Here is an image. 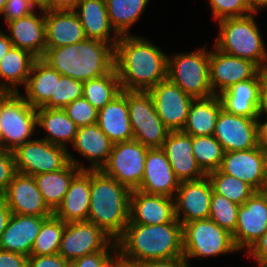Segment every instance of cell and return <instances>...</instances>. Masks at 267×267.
I'll return each mask as SVG.
<instances>
[{"instance_id":"obj_1","label":"cell","mask_w":267,"mask_h":267,"mask_svg":"<svg viewBox=\"0 0 267 267\" xmlns=\"http://www.w3.org/2000/svg\"><path fill=\"white\" fill-rule=\"evenodd\" d=\"M122 90L149 91L167 79L168 55L139 35H121L114 66Z\"/></svg>"},{"instance_id":"obj_2","label":"cell","mask_w":267,"mask_h":267,"mask_svg":"<svg viewBox=\"0 0 267 267\" xmlns=\"http://www.w3.org/2000/svg\"><path fill=\"white\" fill-rule=\"evenodd\" d=\"M116 244L117 253L141 263L183 258L182 224L177 219L160 225L128 223Z\"/></svg>"},{"instance_id":"obj_3","label":"cell","mask_w":267,"mask_h":267,"mask_svg":"<svg viewBox=\"0 0 267 267\" xmlns=\"http://www.w3.org/2000/svg\"><path fill=\"white\" fill-rule=\"evenodd\" d=\"M131 190L102 170H91L89 222L116 241L129 222Z\"/></svg>"},{"instance_id":"obj_4","label":"cell","mask_w":267,"mask_h":267,"mask_svg":"<svg viewBox=\"0 0 267 267\" xmlns=\"http://www.w3.org/2000/svg\"><path fill=\"white\" fill-rule=\"evenodd\" d=\"M254 15L219 20L213 46L226 54L250 60L262 70L267 69V49Z\"/></svg>"},{"instance_id":"obj_5","label":"cell","mask_w":267,"mask_h":267,"mask_svg":"<svg viewBox=\"0 0 267 267\" xmlns=\"http://www.w3.org/2000/svg\"><path fill=\"white\" fill-rule=\"evenodd\" d=\"M183 258L202 260L212 257L239 252L234 245L232 234L218 226L210 218L193 220L182 224Z\"/></svg>"},{"instance_id":"obj_6","label":"cell","mask_w":267,"mask_h":267,"mask_svg":"<svg viewBox=\"0 0 267 267\" xmlns=\"http://www.w3.org/2000/svg\"><path fill=\"white\" fill-rule=\"evenodd\" d=\"M210 51L206 47L190 53H175L168 56L167 78L178 85L186 94L207 98L213 94L209 71Z\"/></svg>"},{"instance_id":"obj_7","label":"cell","mask_w":267,"mask_h":267,"mask_svg":"<svg viewBox=\"0 0 267 267\" xmlns=\"http://www.w3.org/2000/svg\"><path fill=\"white\" fill-rule=\"evenodd\" d=\"M36 109L18 93L0 92V131L3 149L14 151L32 140L37 129Z\"/></svg>"},{"instance_id":"obj_8","label":"cell","mask_w":267,"mask_h":267,"mask_svg":"<svg viewBox=\"0 0 267 267\" xmlns=\"http://www.w3.org/2000/svg\"><path fill=\"white\" fill-rule=\"evenodd\" d=\"M13 154L16 172L31 176L61 170L70 162L79 169L86 170V166L81 165L68 148L54 145L42 138L32 139L18 146Z\"/></svg>"},{"instance_id":"obj_9","label":"cell","mask_w":267,"mask_h":267,"mask_svg":"<svg viewBox=\"0 0 267 267\" xmlns=\"http://www.w3.org/2000/svg\"><path fill=\"white\" fill-rule=\"evenodd\" d=\"M128 111L133 139L149 149L161 148L171 131L156 113L149 91L128 90Z\"/></svg>"},{"instance_id":"obj_10","label":"cell","mask_w":267,"mask_h":267,"mask_svg":"<svg viewBox=\"0 0 267 267\" xmlns=\"http://www.w3.org/2000/svg\"><path fill=\"white\" fill-rule=\"evenodd\" d=\"M97 251H117L116 241L92 222L66 223L58 252L63 259L71 262Z\"/></svg>"},{"instance_id":"obj_11","label":"cell","mask_w":267,"mask_h":267,"mask_svg":"<svg viewBox=\"0 0 267 267\" xmlns=\"http://www.w3.org/2000/svg\"><path fill=\"white\" fill-rule=\"evenodd\" d=\"M148 149L134 139L116 143L101 170L131 191L138 190Z\"/></svg>"},{"instance_id":"obj_12","label":"cell","mask_w":267,"mask_h":267,"mask_svg":"<svg viewBox=\"0 0 267 267\" xmlns=\"http://www.w3.org/2000/svg\"><path fill=\"white\" fill-rule=\"evenodd\" d=\"M267 232V191H255L239 206L232 239L238 251L246 252Z\"/></svg>"},{"instance_id":"obj_13","label":"cell","mask_w":267,"mask_h":267,"mask_svg":"<svg viewBox=\"0 0 267 267\" xmlns=\"http://www.w3.org/2000/svg\"><path fill=\"white\" fill-rule=\"evenodd\" d=\"M214 48L209 58L210 85L214 95L218 96L235 83L253 79L261 70L250 60Z\"/></svg>"},{"instance_id":"obj_14","label":"cell","mask_w":267,"mask_h":267,"mask_svg":"<svg viewBox=\"0 0 267 267\" xmlns=\"http://www.w3.org/2000/svg\"><path fill=\"white\" fill-rule=\"evenodd\" d=\"M212 194L213 186L207 175L201 179L180 182L174 196L175 218L181 224L208 219Z\"/></svg>"},{"instance_id":"obj_15","label":"cell","mask_w":267,"mask_h":267,"mask_svg":"<svg viewBox=\"0 0 267 267\" xmlns=\"http://www.w3.org/2000/svg\"><path fill=\"white\" fill-rule=\"evenodd\" d=\"M149 93L161 121L170 131L182 130L194 98L186 94L168 78L153 86Z\"/></svg>"},{"instance_id":"obj_16","label":"cell","mask_w":267,"mask_h":267,"mask_svg":"<svg viewBox=\"0 0 267 267\" xmlns=\"http://www.w3.org/2000/svg\"><path fill=\"white\" fill-rule=\"evenodd\" d=\"M2 199L12 214L40 217L53 215L38 189L35 178L31 175L16 172Z\"/></svg>"},{"instance_id":"obj_17","label":"cell","mask_w":267,"mask_h":267,"mask_svg":"<svg viewBox=\"0 0 267 267\" xmlns=\"http://www.w3.org/2000/svg\"><path fill=\"white\" fill-rule=\"evenodd\" d=\"M266 151L261 147L224 152L219 171L234 176L255 191H264Z\"/></svg>"},{"instance_id":"obj_18","label":"cell","mask_w":267,"mask_h":267,"mask_svg":"<svg viewBox=\"0 0 267 267\" xmlns=\"http://www.w3.org/2000/svg\"><path fill=\"white\" fill-rule=\"evenodd\" d=\"M75 80L85 82L104 76L115 66V47L99 40L88 39L77 43Z\"/></svg>"},{"instance_id":"obj_19","label":"cell","mask_w":267,"mask_h":267,"mask_svg":"<svg viewBox=\"0 0 267 267\" xmlns=\"http://www.w3.org/2000/svg\"><path fill=\"white\" fill-rule=\"evenodd\" d=\"M213 136L224 152L258 147L256 119L230 114L222 109Z\"/></svg>"},{"instance_id":"obj_20","label":"cell","mask_w":267,"mask_h":267,"mask_svg":"<svg viewBox=\"0 0 267 267\" xmlns=\"http://www.w3.org/2000/svg\"><path fill=\"white\" fill-rule=\"evenodd\" d=\"M180 181L161 148L148 149L139 191L174 198Z\"/></svg>"},{"instance_id":"obj_21","label":"cell","mask_w":267,"mask_h":267,"mask_svg":"<svg viewBox=\"0 0 267 267\" xmlns=\"http://www.w3.org/2000/svg\"><path fill=\"white\" fill-rule=\"evenodd\" d=\"M176 178L182 181L201 179L207 174L198 165L192 151V136L171 131L161 146Z\"/></svg>"},{"instance_id":"obj_22","label":"cell","mask_w":267,"mask_h":267,"mask_svg":"<svg viewBox=\"0 0 267 267\" xmlns=\"http://www.w3.org/2000/svg\"><path fill=\"white\" fill-rule=\"evenodd\" d=\"M175 220L174 198L131 191L128 223L160 225Z\"/></svg>"},{"instance_id":"obj_23","label":"cell","mask_w":267,"mask_h":267,"mask_svg":"<svg viewBox=\"0 0 267 267\" xmlns=\"http://www.w3.org/2000/svg\"><path fill=\"white\" fill-rule=\"evenodd\" d=\"M73 11L81 22L86 38L115 47L120 35L111 25L105 0H79Z\"/></svg>"},{"instance_id":"obj_24","label":"cell","mask_w":267,"mask_h":267,"mask_svg":"<svg viewBox=\"0 0 267 267\" xmlns=\"http://www.w3.org/2000/svg\"><path fill=\"white\" fill-rule=\"evenodd\" d=\"M91 170H80L71 180L61 204L53 212L65 223L87 221L90 210Z\"/></svg>"},{"instance_id":"obj_25","label":"cell","mask_w":267,"mask_h":267,"mask_svg":"<svg viewBox=\"0 0 267 267\" xmlns=\"http://www.w3.org/2000/svg\"><path fill=\"white\" fill-rule=\"evenodd\" d=\"M48 217L12 214L0 240V249L30 256L42 223Z\"/></svg>"},{"instance_id":"obj_26","label":"cell","mask_w":267,"mask_h":267,"mask_svg":"<svg viewBox=\"0 0 267 267\" xmlns=\"http://www.w3.org/2000/svg\"><path fill=\"white\" fill-rule=\"evenodd\" d=\"M40 13V16L34 12L7 22L13 46L27 50L37 58H42L46 51L45 11L41 9Z\"/></svg>"},{"instance_id":"obj_27","label":"cell","mask_w":267,"mask_h":267,"mask_svg":"<svg viewBox=\"0 0 267 267\" xmlns=\"http://www.w3.org/2000/svg\"><path fill=\"white\" fill-rule=\"evenodd\" d=\"M97 124L114 144L133 140L128 111V90H122L98 111Z\"/></svg>"},{"instance_id":"obj_28","label":"cell","mask_w":267,"mask_h":267,"mask_svg":"<svg viewBox=\"0 0 267 267\" xmlns=\"http://www.w3.org/2000/svg\"><path fill=\"white\" fill-rule=\"evenodd\" d=\"M46 48L78 43L86 38L77 14L73 10L45 11Z\"/></svg>"},{"instance_id":"obj_29","label":"cell","mask_w":267,"mask_h":267,"mask_svg":"<svg viewBox=\"0 0 267 267\" xmlns=\"http://www.w3.org/2000/svg\"><path fill=\"white\" fill-rule=\"evenodd\" d=\"M218 96L226 112L256 119L260 112V72L253 79L235 83Z\"/></svg>"},{"instance_id":"obj_30","label":"cell","mask_w":267,"mask_h":267,"mask_svg":"<svg viewBox=\"0 0 267 267\" xmlns=\"http://www.w3.org/2000/svg\"><path fill=\"white\" fill-rule=\"evenodd\" d=\"M114 143L97 123L79 127L72 144L73 149L90 161L86 170H101L107 163Z\"/></svg>"},{"instance_id":"obj_31","label":"cell","mask_w":267,"mask_h":267,"mask_svg":"<svg viewBox=\"0 0 267 267\" xmlns=\"http://www.w3.org/2000/svg\"><path fill=\"white\" fill-rule=\"evenodd\" d=\"M60 75L42 58H37L32 66L22 97L35 109L43 107L51 97H55L56 80Z\"/></svg>"},{"instance_id":"obj_32","label":"cell","mask_w":267,"mask_h":267,"mask_svg":"<svg viewBox=\"0 0 267 267\" xmlns=\"http://www.w3.org/2000/svg\"><path fill=\"white\" fill-rule=\"evenodd\" d=\"M36 59L29 51L13 46L0 60V92L18 93L19 85L24 88Z\"/></svg>"},{"instance_id":"obj_33","label":"cell","mask_w":267,"mask_h":267,"mask_svg":"<svg viewBox=\"0 0 267 267\" xmlns=\"http://www.w3.org/2000/svg\"><path fill=\"white\" fill-rule=\"evenodd\" d=\"M223 109L219 96L193 99L186 123L181 131L190 136L213 135L216 121Z\"/></svg>"},{"instance_id":"obj_34","label":"cell","mask_w":267,"mask_h":267,"mask_svg":"<svg viewBox=\"0 0 267 267\" xmlns=\"http://www.w3.org/2000/svg\"><path fill=\"white\" fill-rule=\"evenodd\" d=\"M37 127L48 134L42 139L66 148L67 142L73 144L78 127L67 116L63 109L38 108L36 109Z\"/></svg>"},{"instance_id":"obj_35","label":"cell","mask_w":267,"mask_h":267,"mask_svg":"<svg viewBox=\"0 0 267 267\" xmlns=\"http://www.w3.org/2000/svg\"><path fill=\"white\" fill-rule=\"evenodd\" d=\"M80 170L75 164L70 162L61 170L33 176L45 203L53 212L61 204L71 180Z\"/></svg>"},{"instance_id":"obj_36","label":"cell","mask_w":267,"mask_h":267,"mask_svg":"<svg viewBox=\"0 0 267 267\" xmlns=\"http://www.w3.org/2000/svg\"><path fill=\"white\" fill-rule=\"evenodd\" d=\"M112 27L121 35H130V28L139 20L149 0H105ZM129 31V32H127Z\"/></svg>"},{"instance_id":"obj_37","label":"cell","mask_w":267,"mask_h":267,"mask_svg":"<svg viewBox=\"0 0 267 267\" xmlns=\"http://www.w3.org/2000/svg\"><path fill=\"white\" fill-rule=\"evenodd\" d=\"M83 97L98 111L122 92L115 68L108 74L83 83Z\"/></svg>"},{"instance_id":"obj_38","label":"cell","mask_w":267,"mask_h":267,"mask_svg":"<svg viewBox=\"0 0 267 267\" xmlns=\"http://www.w3.org/2000/svg\"><path fill=\"white\" fill-rule=\"evenodd\" d=\"M207 176L215 193L225 196L238 205H242L255 192L246 182L219 170L211 171Z\"/></svg>"},{"instance_id":"obj_39","label":"cell","mask_w":267,"mask_h":267,"mask_svg":"<svg viewBox=\"0 0 267 267\" xmlns=\"http://www.w3.org/2000/svg\"><path fill=\"white\" fill-rule=\"evenodd\" d=\"M66 223L54 215L48 217L41 225L31 255L58 254Z\"/></svg>"},{"instance_id":"obj_40","label":"cell","mask_w":267,"mask_h":267,"mask_svg":"<svg viewBox=\"0 0 267 267\" xmlns=\"http://www.w3.org/2000/svg\"><path fill=\"white\" fill-rule=\"evenodd\" d=\"M192 151L198 165L206 174L219 169L224 150L213 135L192 136Z\"/></svg>"},{"instance_id":"obj_41","label":"cell","mask_w":267,"mask_h":267,"mask_svg":"<svg viewBox=\"0 0 267 267\" xmlns=\"http://www.w3.org/2000/svg\"><path fill=\"white\" fill-rule=\"evenodd\" d=\"M239 206L240 205L228 200L225 196L219 195L213 191L209 218L218 226L228 230L232 234L237 224Z\"/></svg>"},{"instance_id":"obj_42","label":"cell","mask_w":267,"mask_h":267,"mask_svg":"<svg viewBox=\"0 0 267 267\" xmlns=\"http://www.w3.org/2000/svg\"><path fill=\"white\" fill-rule=\"evenodd\" d=\"M77 43L56 48H46L42 59L59 74L75 79Z\"/></svg>"},{"instance_id":"obj_43","label":"cell","mask_w":267,"mask_h":267,"mask_svg":"<svg viewBox=\"0 0 267 267\" xmlns=\"http://www.w3.org/2000/svg\"><path fill=\"white\" fill-rule=\"evenodd\" d=\"M83 83L65 75L56 80L55 97L43 106L50 109H63L72 101L83 97Z\"/></svg>"},{"instance_id":"obj_44","label":"cell","mask_w":267,"mask_h":267,"mask_svg":"<svg viewBox=\"0 0 267 267\" xmlns=\"http://www.w3.org/2000/svg\"><path fill=\"white\" fill-rule=\"evenodd\" d=\"M63 110L78 128L97 123L98 110L84 97L72 101Z\"/></svg>"},{"instance_id":"obj_45","label":"cell","mask_w":267,"mask_h":267,"mask_svg":"<svg viewBox=\"0 0 267 267\" xmlns=\"http://www.w3.org/2000/svg\"><path fill=\"white\" fill-rule=\"evenodd\" d=\"M209 7L212 9V17L217 21L252 13L247 6V0H209Z\"/></svg>"},{"instance_id":"obj_46","label":"cell","mask_w":267,"mask_h":267,"mask_svg":"<svg viewBox=\"0 0 267 267\" xmlns=\"http://www.w3.org/2000/svg\"><path fill=\"white\" fill-rule=\"evenodd\" d=\"M15 173L16 167L13 151L0 149V198L5 194Z\"/></svg>"},{"instance_id":"obj_47","label":"cell","mask_w":267,"mask_h":267,"mask_svg":"<svg viewBox=\"0 0 267 267\" xmlns=\"http://www.w3.org/2000/svg\"><path fill=\"white\" fill-rule=\"evenodd\" d=\"M35 7L37 6L32 0H7L1 16L7 23L34 13Z\"/></svg>"},{"instance_id":"obj_48","label":"cell","mask_w":267,"mask_h":267,"mask_svg":"<svg viewBox=\"0 0 267 267\" xmlns=\"http://www.w3.org/2000/svg\"><path fill=\"white\" fill-rule=\"evenodd\" d=\"M116 253L117 251H97L71 261V267H111Z\"/></svg>"},{"instance_id":"obj_49","label":"cell","mask_w":267,"mask_h":267,"mask_svg":"<svg viewBox=\"0 0 267 267\" xmlns=\"http://www.w3.org/2000/svg\"><path fill=\"white\" fill-rule=\"evenodd\" d=\"M27 267H71V262L63 259L59 254L30 255Z\"/></svg>"},{"instance_id":"obj_50","label":"cell","mask_w":267,"mask_h":267,"mask_svg":"<svg viewBox=\"0 0 267 267\" xmlns=\"http://www.w3.org/2000/svg\"><path fill=\"white\" fill-rule=\"evenodd\" d=\"M247 253L258 263V267H263L267 263V232L256 241Z\"/></svg>"},{"instance_id":"obj_51","label":"cell","mask_w":267,"mask_h":267,"mask_svg":"<svg viewBox=\"0 0 267 267\" xmlns=\"http://www.w3.org/2000/svg\"><path fill=\"white\" fill-rule=\"evenodd\" d=\"M28 256L0 249V267H27Z\"/></svg>"},{"instance_id":"obj_52","label":"cell","mask_w":267,"mask_h":267,"mask_svg":"<svg viewBox=\"0 0 267 267\" xmlns=\"http://www.w3.org/2000/svg\"><path fill=\"white\" fill-rule=\"evenodd\" d=\"M259 111L267 113V69L260 70Z\"/></svg>"},{"instance_id":"obj_53","label":"cell","mask_w":267,"mask_h":267,"mask_svg":"<svg viewBox=\"0 0 267 267\" xmlns=\"http://www.w3.org/2000/svg\"><path fill=\"white\" fill-rule=\"evenodd\" d=\"M145 267H190L184 258H173L169 260L148 261L144 263Z\"/></svg>"},{"instance_id":"obj_54","label":"cell","mask_w":267,"mask_h":267,"mask_svg":"<svg viewBox=\"0 0 267 267\" xmlns=\"http://www.w3.org/2000/svg\"><path fill=\"white\" fill-rule=\"evenodd\" d=\"M263 114L267 113H261L259 112L257 118H256V125H257V142L258 146L261 147L263 150L267 151V121L261 122L260 117ZM267 118V115H266Z\"/></svg>"},{"instance_id":"obj_55","label":"cell","mask_w":267,"mask_h":267,"mask_svg":"<svg viewBox=\"0 0 267 267\" xmlns=\"http://www.w3.org/2000/svg\"><path fill=\"white\" fill-rule=\"evenodd\" d=\"M12 213L5 201L0 198V240L3 232L5 231L8 221Z\"/></svg>"},{"instance_id":"obj_56","label":"cell","mask_w":267,"mask_h":267,"mask_svg":"<svg viewBox=\"0 0 267 267\" xmlns=\"http://www.w3.org/2000/svg\"><path fill=\"white\" fill-rule=\"evenodd\" d=\"M79 0H49L50 10H73Z\"/></svg>"},{"instance_id":"obj_57","label":"cell","mask_w":267,"mask_h":267,"mask_svg":"<svg viewBox=\"0 0 267 267\" xmlns=\"http://www.w3.org/2000/svg\"><path fill=\"white\" fill-rule=\"evenodd\" d=\"M111 267H145L144 263L124 258L119 253L114 256Z\"/></svg>"},{"instance_id":"obj_58","label":"cell","mask_w":267,"mask_h":267,"mask_svg":"<svg viewBox=\"0 0 267 267\" xmlns=\"http://www.w3.org/2000/svg\"><path fill=\"white\" fill-rule=\"evenodd\" d=\"M13 43L10 41L8 34L0 29V60L12 49Z\"/></svg>"},{"instance_id":"obj_59","label":"cell","mask_w":267,"mask_h":267,"mask_svg":"<svg viewBox=\"0 0 267 267\" xmlns=\"http://www.w3.org/2000/svg\"><path fill=\"white\" fill-rule=\"evenodd\" d=\"M247 6L252 13L267 7V0H247Z\"/></svg>"},{"instance_id":"obj_60","label":"cell","mask_w":267,"mask_h":267,"mask_svg":"<svg viewBox=\"0 0 267 267\" xmlns=\"http://www.w3.org/2000/svg\"><path fill=\"white\" fill-rule=\"evenodd\" d=\"M40 10L49 11V0H32Z\"/></svg>"},{"instance_id":"obj_61","label":"cell","mask_w":267,"mask_h":267,"mask_svg":"<svg viewBox=\"0 0 267 267\" xmlns=\"http://www.w3.org/2000/svg\"><path fill=\"white\" fill-rule=\"evenodd\" d=\"M264 191H267V151H266V161H265V181H264Z\"/></svg>"},{"instance_id":"obj_62","label":"cell","mask_w":267,"mask_h":267,"mask_svg":"<svg viewBox=\"0 0 267 267\" xmlns=\"http://www.w3.org/2000/svg\"><path fill=\"white\" fill-rule=\"evenodd\" d=\"M7 0H0V15L4 10V7L6 6Z\"/></svg>"},{"instance_id":"obj_63","label":"cell","mask_w":267,"mask_h":267,"mask_svg":"<svg viewBox=\"0 0 267 267\" xmlns=\"http://www.w3.org/2000/svg\"><path fill=\"white\" fill-rule=\"evenodd\" d=\"M0 149H3V139H2L1 131H0Z\"/></svg>"}]
</instances>
